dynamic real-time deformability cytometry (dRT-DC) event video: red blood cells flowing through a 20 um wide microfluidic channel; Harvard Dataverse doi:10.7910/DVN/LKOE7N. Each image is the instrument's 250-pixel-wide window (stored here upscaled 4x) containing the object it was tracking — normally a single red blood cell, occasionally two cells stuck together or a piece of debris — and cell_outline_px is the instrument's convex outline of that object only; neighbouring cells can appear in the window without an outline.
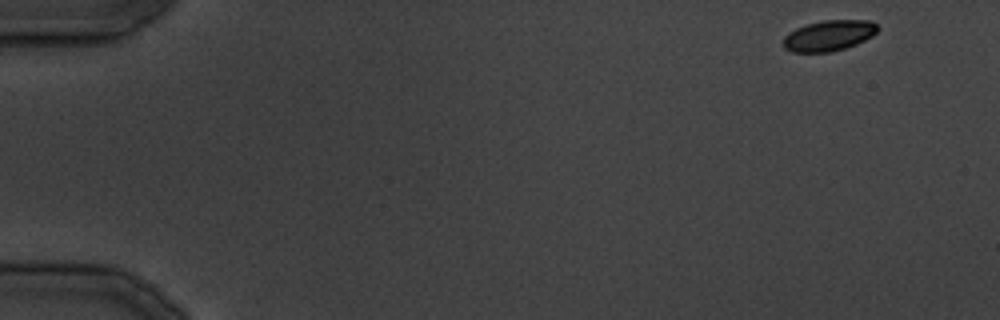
{"species": "common noctule bat (a hibernating species)", "species_latin": "Nyctalus noctula", "temperature_condition": "cold", "stored_images_in_passage": 34, "camera_frame_rate_fps": 3000, "um_per_image_px": 0.085, "animal": {"sex": "male", "body_mass_g": 19.5, "forearm_length_mm": 54.6}, "frame": {"image": 1, "passage_image": 1, "time_ms": 0.0, "image_size_px": [1000, 320], "cell_outline_px": [[880, 28], [872, 36], [856, 44], [832, 52], [792, 52], [784, 48], [784, 36], [788, 32], [796, 28], [808, 24], [824, 20], [872, 20]], "centroid_in_image_um": [70.46, 3.02], "position_along_channel_um": 14.5, "area_um2": 16.88}}
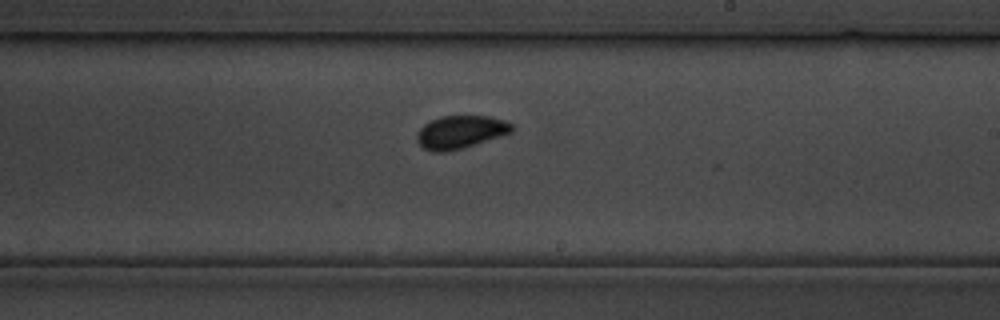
{"frame": {"image": 2, "passage_image": 20, "time_ms": 23.333, "image_size_px": [1000, 320], "cell_outline_px": [[516, 128], [512, 132], [500, 136], [460, 148], [444, 152], [432, 152], [424, 148], [416, 140], [416, 136], [420, 128], [424, 124], [440, 116], [492, 116], [504, 120], [512, 124]], "centroid_in_image_um": [39.14, 11.21], "position_along_channel_um": 249.9, "area_um2": 18.09}}
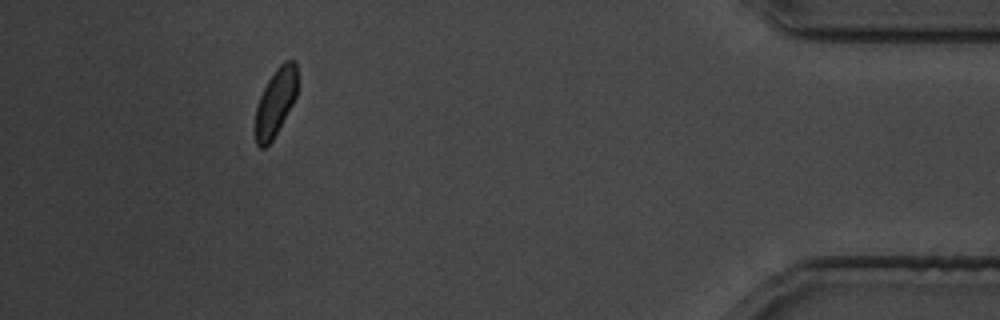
{"frame": {"image": 3, "passage_image": 31, "time_ms": 37.0, "image_size_px": [1000, 320], "cell_outline_px": [[296, 96], [292, 104], [272, 140], [264, 148], [260, 148], [256, 144], [256, 108], [260, 96], [268, 80], [276, 68], [284, 60], [296, 60]], "centroid_in_image_um": [23.41, 8.66], "position_along_channel_um": 411.8, "area_um2": 16.13}}